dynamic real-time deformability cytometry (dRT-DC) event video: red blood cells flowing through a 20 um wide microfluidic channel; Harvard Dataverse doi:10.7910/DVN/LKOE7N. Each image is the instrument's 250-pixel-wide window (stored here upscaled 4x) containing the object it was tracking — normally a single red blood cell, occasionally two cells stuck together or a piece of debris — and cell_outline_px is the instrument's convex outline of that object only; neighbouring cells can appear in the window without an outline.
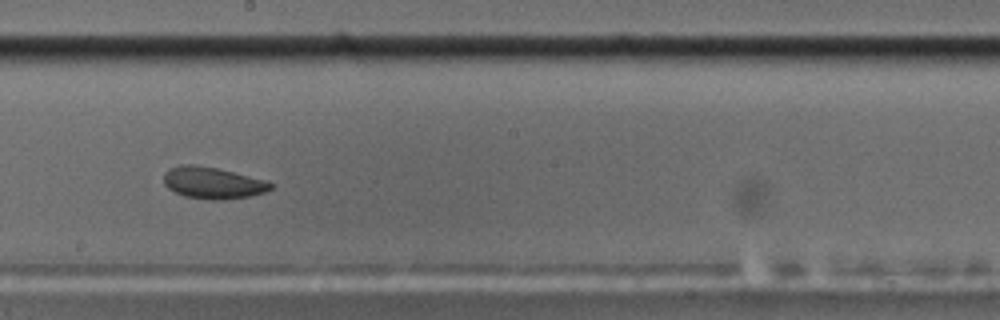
{"species": "common noctule bat (a hibernating species)", "species_latin": "Nyctalus noctula", "temperature_condition": "cold", "stored_images_in_passage": 53, "camera_frame_rate_fps": 3000, "um_per_image_px": 0.085, "animal": {"sex": "male", "body_mass_g": 17.5, "forearm_length_mm": 52.3}, "frame": {"image": 1, "passage_image": 28, "time_ms": 9.0, "image_size_px": [1000, 320], "cell_outline_px": [[272, 188], [264, 192], [248, 196], [220, 200], [212, 200], [184, 196], [168, 188], [164, 184], [164, 172], [168, 168], [180, 164], [196, 164], [216, 168], [264, 180], [272, 184]], "centroid_in_image_um": [18.01, 15.53], "position_along_channel_um": 230.2, "area_um2": 19.54}}
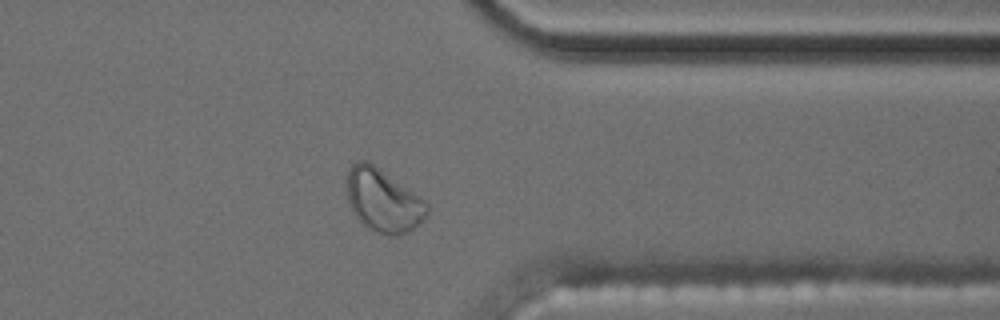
{"frame": {"image": 2, "passage_image": 41, "time_ms": 13.333, "image_size_px": [1000, 320], "cell_outline_px": [[428, 212], [424, 220], [408, 232], [396, 236], [392, 236], [376, 232], [364, 224], [352, 212], [348, 200], [348, 168], [356, 160], [364, 160], [372, 164], [420, 196], [428, 204]], "centroid_in_image_um": [32.58, 17.06], "position_along_channel_um": 378.8, "area_um2": 29.07}}
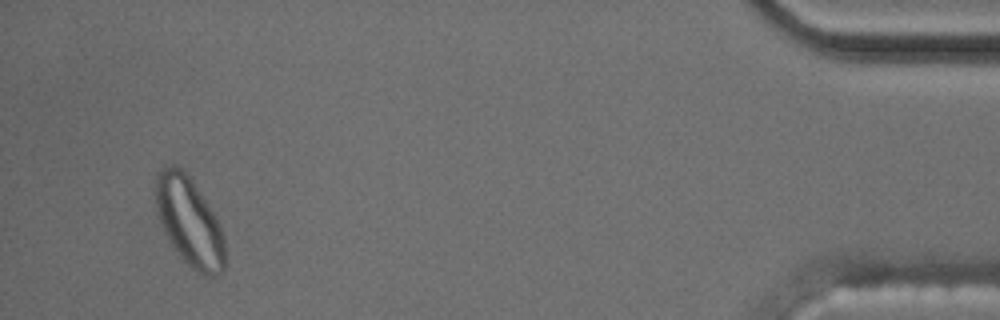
{"frame": {"image": 3, "passage_image": 50, "time_ms": 16.333, "image_size_px": [1000, 320], "cell_outline_px": [[228, 264], [220, 272], [212, 276], [204, 276], [196, 272], [180, 256], [164, 232], [156, 208], [156, 176], [160, 168], [164, 164], [176, 164], [184, 168], [192, 180], [212, 212], [224, 236]], "centroid_in_image_um": [16.1, 18.83], "position_along_channel_um": 419.1, "area_um2": 35.95}, "authors_computed_cell_mechanics": {"area_um2": 19.9988, "velocity_mm_per_s": 3.5518, "shape_relaxation_time_tau1_ms": null, "shape_relaxation_time_tau2_ms": 2.9995, "deformation_change_tau1": null, "deformation_change_tau2": 0.0638}}